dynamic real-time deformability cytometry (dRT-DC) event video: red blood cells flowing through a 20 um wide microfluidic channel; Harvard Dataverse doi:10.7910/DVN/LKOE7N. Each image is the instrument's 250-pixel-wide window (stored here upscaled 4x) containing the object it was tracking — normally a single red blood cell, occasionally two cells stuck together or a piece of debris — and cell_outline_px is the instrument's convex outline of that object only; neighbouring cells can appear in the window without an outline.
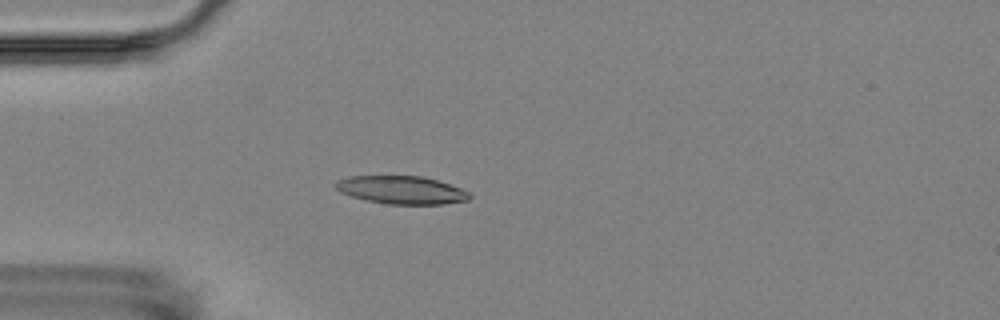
{"species": "Egyptian fruit bat (a non-hibernating species)", "species_latin": "Rousettus aegyptiacus", "temperature_condition": "room temperature", "stored_images_in_passage": 5, "camera_frame_rate_fps": 3000, "um_per_image_px": 0.085, "animal": {"sex": "female"}, "frame": {"image": 1, "passage_image": 4, "time_ms": 3.667, "image_size_px": [1000, 320], "cell_outline_px": [[472, 196], [468, 200], [444, 204], [388, 204], [364, 200], [340, 192], [332, 184], [336, 180], [348, 176], [420, 176], [436, 180], [460, 188], [468, 192]], "centroid_in_image_um": [34.07, 16.15], "position_along_channel_um": 50.9, "area_um2": 21.85}}